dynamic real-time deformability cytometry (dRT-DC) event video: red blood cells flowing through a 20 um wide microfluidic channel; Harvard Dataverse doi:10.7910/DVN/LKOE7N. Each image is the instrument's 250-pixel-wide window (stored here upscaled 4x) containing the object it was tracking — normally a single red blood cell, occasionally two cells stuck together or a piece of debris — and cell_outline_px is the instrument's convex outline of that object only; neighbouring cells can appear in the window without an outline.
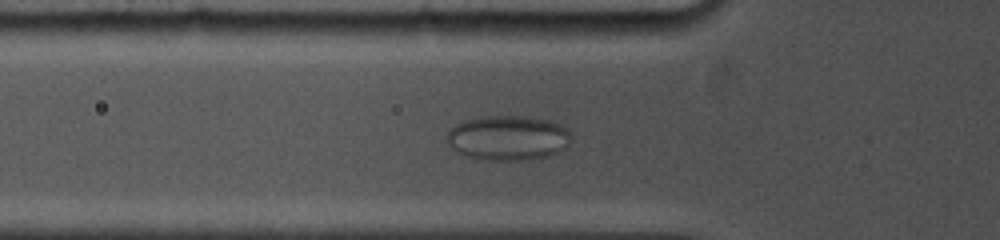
{"species": "common noctule bat (a hibernating species)", "species_latin": "Nyctalus noctula", "temperature_condition": "cold", "stored_images_in_passage": 32, "camera_frame_rate_fps": 5000, "um_per_image_px": 0.085, "animal": {"sex": "female", "body_mass_g": 19.0, "forearm_length_mm": 53.3}, "frame": {"image": 1, "passage_image": 19, "time_ms": 6.0, "image_size_px": [1000, 240], "cell_outline_px": [[572, 136], [568, 148], [560, 152], [548, 156], [528, 160], [488, 160], [464, 156], [456, 152], [448, 144], [448, 132], [456, 124], [464, 120], [484, 116], [524, 116], [548, 120], [560, 124], [568, 128]], "centroid_in_image_um": [43.23, 11.73], "position_along_channel_um": 82.6, "area_um2": 32.89}}
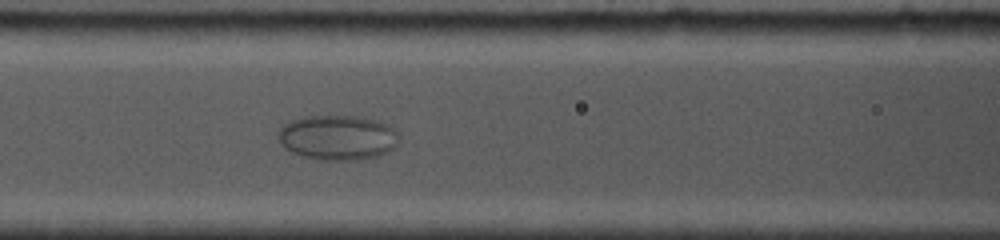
{"frame": {"image": 2, "passage_image": 25, "time_ms": 7.6, "image_size_px": [1000, 240], "cell_outline_px": [[396, 144], [388, 152], [380, 156], [356, 160], [316, 160], [292, 152], [284, 148], [276, 132], [284, 124], [304, 116], [356, 116], [376, 120], [392, 128], [396, 132]], "centroid_in_image_um": [28.66, 11.7], "position_along_channel_um": 137.9, "area_um2": 31.44}}
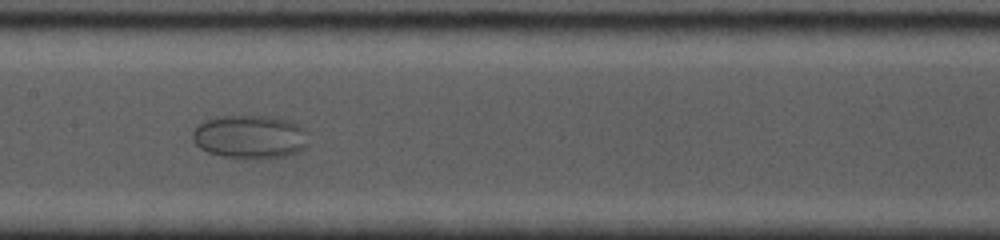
{"frame": {"image": 3, "passage_image": 29, "time_ms": 9.0, "image_size_px": [1000, 240], "cell_outline_px": [[304, 148], [296, 152], [284, 156], [256, 160], [220, 156], [208, 152], [200, 148], [192, 140], [192, 132], [204, 120], [224, 116], [272, 116], [292, 120], [304, 128]], "centroid_in_image_um": [21.21, 11.64], "position_along_channel_um": 186.2, "area_um2": 29.42}}